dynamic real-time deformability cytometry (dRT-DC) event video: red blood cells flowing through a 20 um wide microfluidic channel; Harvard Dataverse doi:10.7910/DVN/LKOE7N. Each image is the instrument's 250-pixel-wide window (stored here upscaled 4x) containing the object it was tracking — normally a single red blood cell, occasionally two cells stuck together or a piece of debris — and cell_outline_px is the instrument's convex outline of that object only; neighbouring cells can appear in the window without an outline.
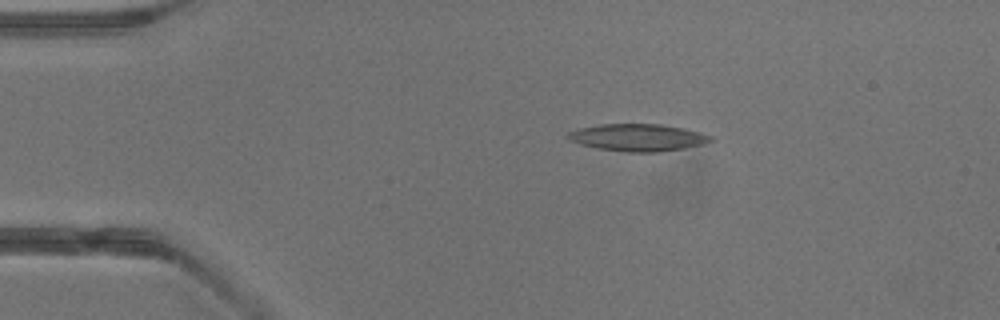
{"species": "common noctule bat (a hibernating species)", "species_latin": "Nyctalus noctula", "temperature_condition": "warm", "stored_images_in_passage": 4, "camera_frame_rate_fps": 3000, "um_per_image_px": 0.085, "animal": {"sex": "male", "body_mass_g": 13.3}, "frame": {"image": 1, "passage_image": 3, "time_ms": 0.667, "image_size_px": [1000, 320], "cell_outline_px": [[716, 140], [704, 144], [684, 148], [656, 152], [624, 152], [596, 148], [580, 144], [568, 140], [564, 136], [568, 132], [580, 128], [600, 124], [660, 124], [684, 128], [700, 132], [712, 136]], "centroid_in_image_um": [54.21, 11.69], "position_along_channel_um": 30.8, "area_um2": 22.83}}